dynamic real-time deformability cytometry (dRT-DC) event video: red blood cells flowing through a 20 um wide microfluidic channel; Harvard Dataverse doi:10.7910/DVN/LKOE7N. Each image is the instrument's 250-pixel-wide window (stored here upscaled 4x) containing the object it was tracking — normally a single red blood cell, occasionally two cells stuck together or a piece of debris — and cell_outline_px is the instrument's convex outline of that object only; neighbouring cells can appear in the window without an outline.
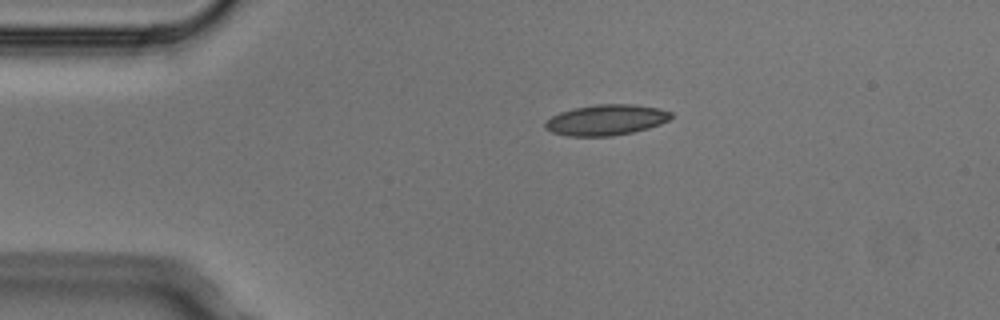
{"species": "Egyptian fruit bat (a non-hibernating species)", "species_latin": "Rousettus aegyptiacus", "temperature_condition": "cold", "stored_images_in_passage": 2, "camera_frame_rate_fps": 3000, "um_per_image_px": 0.085, "animal": {"sex": "male"}, "frame": {"image": 1, "passage_image": 1, "time_ms": 0.0, "image_size_px": [1000, 320], "cell_outline_px": [[672, 116], [668, 120], [660, 124], [648, 128], [632, 132], [612, 136], [568, 136], [552, 132], [544, 128], [544, 120], [560, 112], [572, 108], [596, 104], [636, 104], [660, 108], [672, 112]], "centroid_in_image_um": [51.5, 10.18], "position_along_channel_um": 33.5, "area_um2": 22.72}}